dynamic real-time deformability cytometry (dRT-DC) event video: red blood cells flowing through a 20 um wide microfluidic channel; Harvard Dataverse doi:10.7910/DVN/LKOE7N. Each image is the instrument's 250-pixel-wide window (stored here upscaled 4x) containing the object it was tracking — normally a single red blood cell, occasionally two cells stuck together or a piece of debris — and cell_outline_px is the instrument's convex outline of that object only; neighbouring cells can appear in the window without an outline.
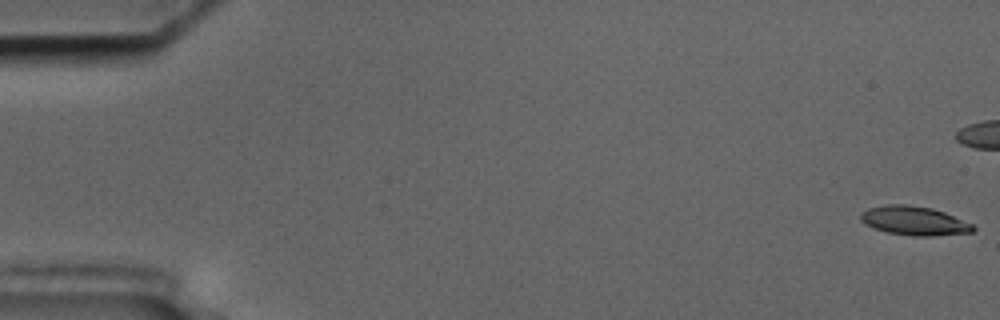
{"species": "common noctule bat (a hibernating species)", "species_latin": "Nyctalus noctula", "temperature_condition": "cold", "stored_images_in_passage": 24, "camera_frame_rate_fps": 3000, "um_per_image_px": 0.085, "animal": {"sex": "male", "body_mass_g": 17.5, "forearm_length_mm": 52.3}, "frame": {"image": 1, "passage_image": 1, "time_ms": 0.0, "image_size_px": [1000, 320], "cell_outline_px": [[976, 228], [972, 232], [932, 236], [912, 236], [888, 232], [876, 228], [860, 220], [860, 212], [868, 208], [884, 204], [908, 204], [932, 208], [944, 212], [972, 224]], "centroid_in_image_um": [77.7, 18.75], "position_along_channel_um": 7.3, "area_um2": 18.9}}